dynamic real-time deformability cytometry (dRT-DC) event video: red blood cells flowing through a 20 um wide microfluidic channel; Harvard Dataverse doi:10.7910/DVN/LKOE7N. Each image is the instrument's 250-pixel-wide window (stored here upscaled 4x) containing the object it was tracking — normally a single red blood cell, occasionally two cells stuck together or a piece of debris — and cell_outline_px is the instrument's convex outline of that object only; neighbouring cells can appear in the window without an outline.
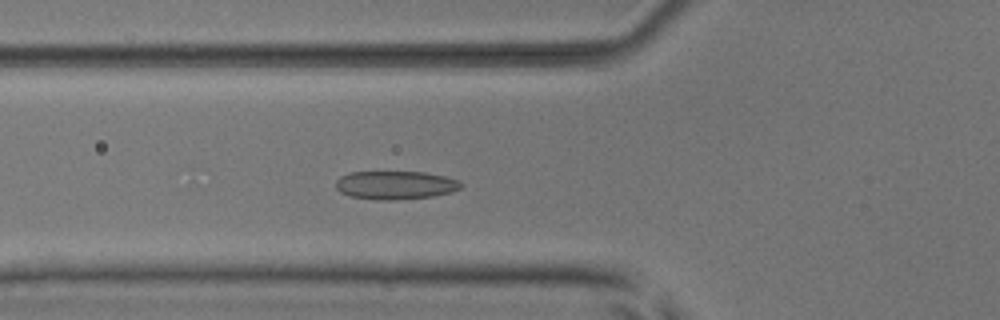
{"species": "common noctule bat (a hibernating species)", "species_latin": "Nyctalus noctula", "temperature_condition": "room temperature", "stored_images_in_passage": 42, "camera_frame_rate_fps": 3000, "um_per_image_px": 0.085, "animal": {"sex": "male", "body_mass_g": 17.9, "forearm_length_mm": 54.2}, "frame": {"image": 1, "passage_image": 9, "time_ms": 2.667, "image_size_px": [1000, 320], "cell_outline_px": [[464, 184], [460, 188], [452, 192], [432, 196], [396, 200], [376, 200], [348, 196], [340, 192], [336, 188], [336, 180], [340, 176], [348, 172], [424, 172], [444, 176], [460, 180]], "centroid_in_image_um": [33.6, 15.74], "position_along_channel_um": 92.2, "area_um2": 20.92}}
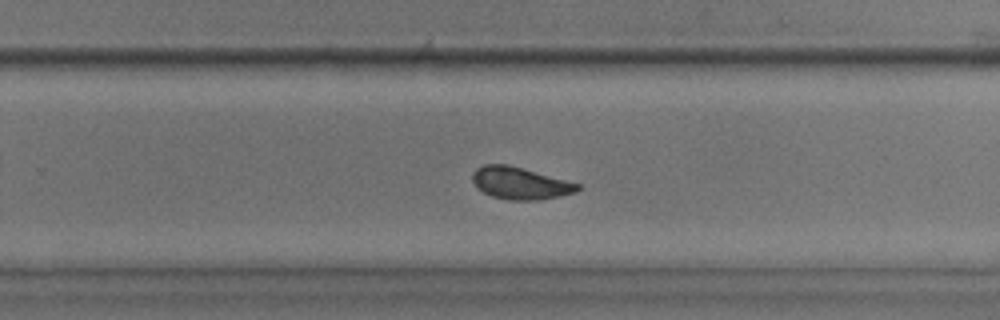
{"frame": {"image": 2, "passage_image": 24, "time_ms": 7.667, "image_size_px": [1000, 320], "cell_outline_px": [[580, 188], [576, 192], [560, 196], [540, 200], [508, 200], [492, 196], [476, 188], [472, 180], [472, 172], [476, 168], [484, 164], [508, 164], [580, 184]], "centroid_in_image_um": [44.18, 15.57], "position_along_channel_um": 285.6, "area_um2": 19.71}}
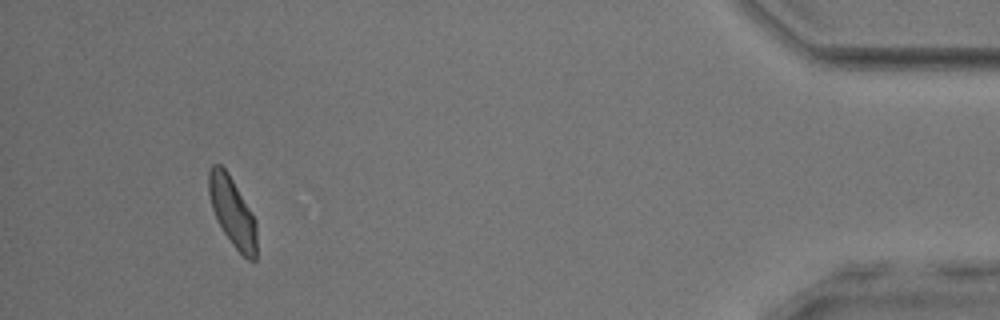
{"frame": {"image": 3, "passage_image": 39, "time_ms": 12.667, "image_size_px": [1000, 320], "cell_outline_px": [[256, 260], [248, 260], [232, 244], [224, 232], [212, 208], [208, 192], [208, 172], [212, 164], [220, 164], [228, 172], [252, 212], [256, 220]], "centroid_in_image_um": [19.75, 17.98], "position_along_channel_um": 415.4, "area_um2": 19.19}, "authors_computed_cell_mechanics": {"area_um2": 19.941, "velocity_mm_per_s": 3.8792, "shape_relaxation_time_tau1_ms": 2.8095, "shape_relaxation_time_tau2_ms": 1.5456, "deformation_change_tau1": 0.1042, "deformation_change_tau2": 0.075}}